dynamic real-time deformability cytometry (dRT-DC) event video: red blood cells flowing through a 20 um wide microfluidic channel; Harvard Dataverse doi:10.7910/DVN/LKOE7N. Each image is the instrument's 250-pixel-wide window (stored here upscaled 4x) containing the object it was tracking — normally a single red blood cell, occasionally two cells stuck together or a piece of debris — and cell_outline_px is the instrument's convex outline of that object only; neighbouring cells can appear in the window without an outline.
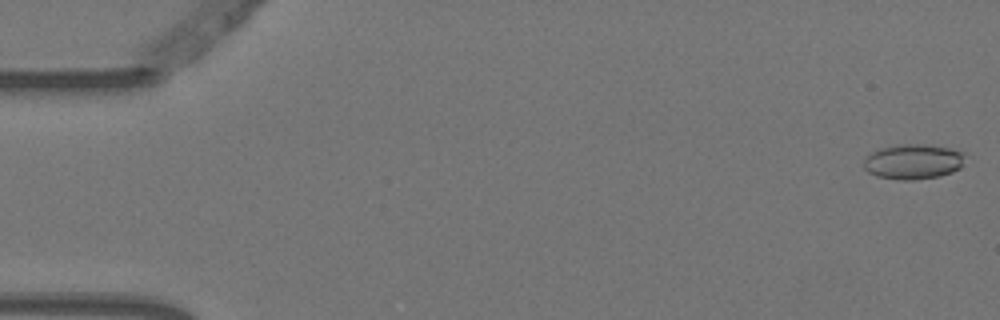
{"species": "Egyptian fruit bat (a non-hibernating species)", "species_latin": "Rousettus aegyptiacus", "temperature_condition": "warm", "stored_images_in_passage": 4, "camera_frame_rate_fps": 3000, "um_per_image_px": 0.085, "animal": {"sex": "female"}, "frame": {"image": 1, "passage_image": 1, "time_ms": 0.0, "image_size_px": [1000, 320], "cell_outline_px": [[964, 156], [960, 168], [952, 172], [940, 176], [916, 180], [900, 180], [876, 176], [868, 172], [864, 168], [864, 156], [880, 148], [900, 144], [924, 144], [952, 148], [964, 152]], "centroid_in_image_um": [77.61, 13.74], "position_along_channel_um": 7.4, "area_um2": 20.92}}
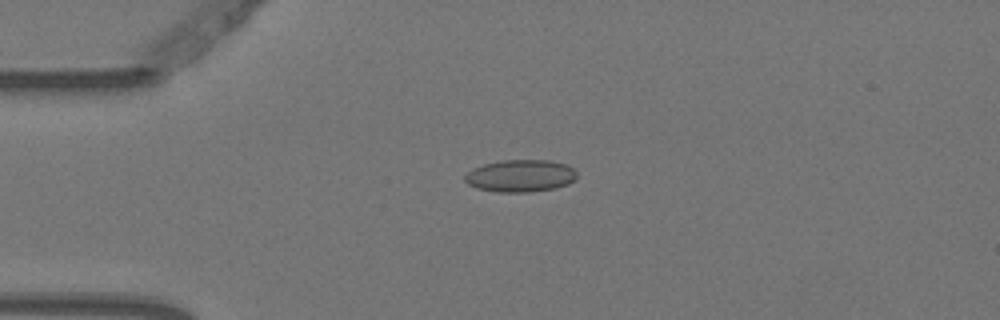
{"frame": {"image": 2, "passage_image": 3, "time_ms": 0.667, "image_size_px": [1000, 320], "cell_outline_px": [[576, 180], [568, 184], [556, 188], [528, 192], [496, 192], [476, 188], [468, 184], [464, 180], [464, 176], [472, 168], [484, 164], [500, 160], [548, 160], [568, 164], [576, 172]], "centroid_in_image_um": [44.24, 14.94], "position_along_channel_um": 40.8, "area_um2": 21.27}}